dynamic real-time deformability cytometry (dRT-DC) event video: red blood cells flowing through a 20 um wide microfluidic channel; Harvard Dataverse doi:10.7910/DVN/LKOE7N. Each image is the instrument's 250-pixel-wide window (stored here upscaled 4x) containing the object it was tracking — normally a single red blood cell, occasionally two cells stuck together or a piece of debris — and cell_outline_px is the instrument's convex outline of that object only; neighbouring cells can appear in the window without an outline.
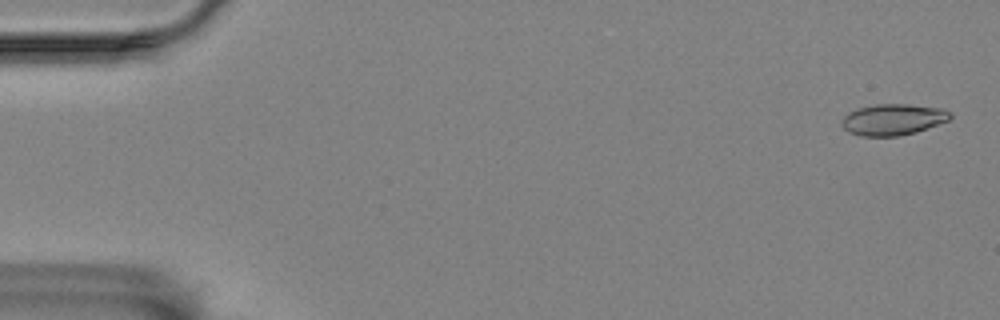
{"species": "Egyptian fruit bat (a non-hibernating species)", "species_latin": "Rousettus aegyptiacus", "temperature_condition": "room temperature", "stored_images_in_passage": 57, "camera_frame_rate_fps": 3000, "um_per_image_px": 0.085, "animal": {"sex": "female"}, "frame": {"image": 1, "passage_image": 2, "time_ms": 0.333, "image_size_px": [1000, 320], "cell_outline_px": [[952, 116], [948, 120], [916, 132], [900, 136], [860, 136], [848, 132], [840, 124], [840, 120], [848, 112], [856, 108], [876, 104], [908, 104], [940, 108], [952, 112]], "centroid_in_image_um": [75.86, 10.16], "position_along_channel_um": 9.1, "area_um2": 19.88}}
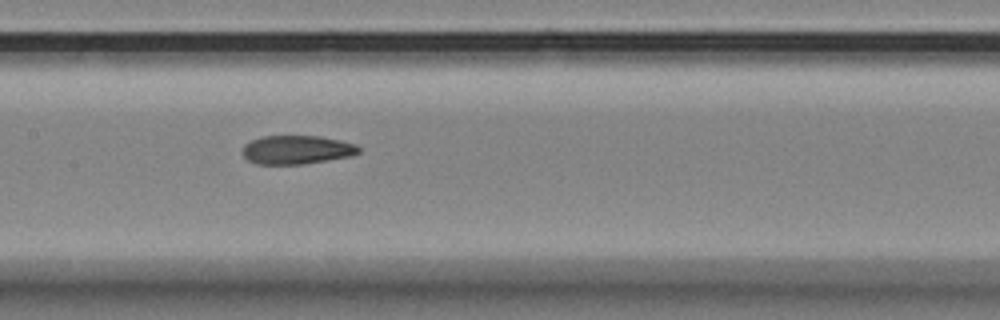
{"frame": {"image": 2, "passage_image": 28, "time_ms": 9.0, "image_size_px": [1000, 320], "cell_outline_px": [[360, 152], [352, 156], [304, 164], [256, 164], [248, 160], [244, 156], [244, 144], [260, 136], [320, 136], [340, 140], [356, 144], [360, 148]], "centroid_in_image_um": [25.25, 12.73], "position_along_channel_um": 182.2, "area_um2": 19.48}}
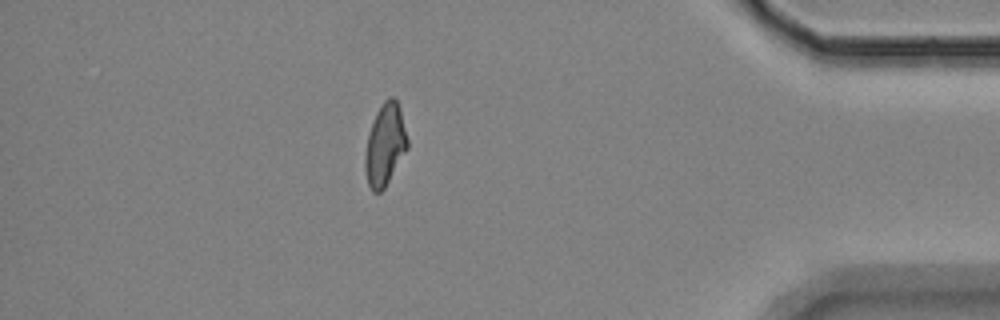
{"frame": {"image": 3, "passage_image": 50, "time_ms": 16.333, "image_size_px": [1000, 320], "cell_outline_px": [[408, 148], [384, 188], [380, 192], [372, 192], [368, 184], [364, 168], [364, 156], [368, 136], [376, 112], [384, 100], [388, 96], [392, 96], [396, 100], [400, 108], [408, 140]], "centroid_in_image_um": [32.72, 12.3], "position_along_channel_um": 402.5, "area_um2": 20.11}, "authors_computed_cell_mechanics": {"area_um2": 19.9988, "velocity_mm_per_s": 3.5282, "shape_relaxation_time_tau1_ms": 6.9921, "shape_relaxation_time_tau2_ms": 2.8528, "deformation_change_tau1": 0.2096, "deformation_change_tau2": 0.1003}}